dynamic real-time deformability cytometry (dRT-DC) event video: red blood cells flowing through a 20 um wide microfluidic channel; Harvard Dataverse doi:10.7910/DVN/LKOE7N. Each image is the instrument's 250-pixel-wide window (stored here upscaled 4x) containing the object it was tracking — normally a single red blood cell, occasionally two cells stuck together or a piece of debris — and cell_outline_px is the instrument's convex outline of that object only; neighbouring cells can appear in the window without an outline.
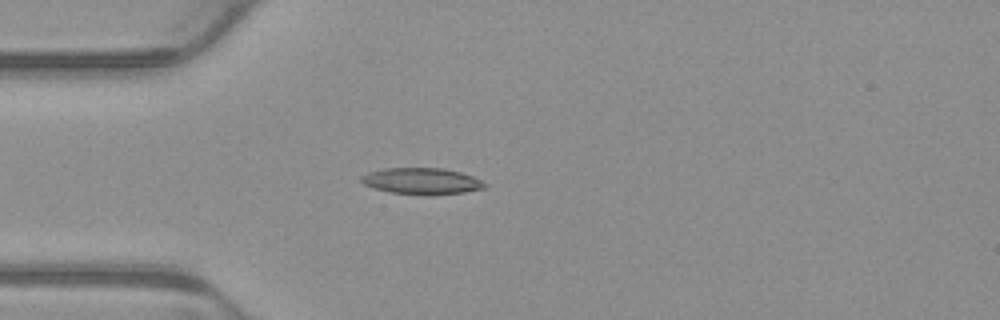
{"species": "common noctule bat (a hibernating species)", "species_latin": "Nyctalus noctula", "temperature_condition": "warm", "stored_images_in_passage": 4, "camera_frame_rate_fps": 3000, "um_per_image_px": 0.085, "animal": {"sex": "male", "body_mass_g": 23.1, "forearm_length_mm": 52.7}, "frame": {"image": 1, "passage_image": 3, "time_ms": 0.667, "image_size_px": [1000, 320], "cell_outline_px": [[488, 184], [484, 188], [464, 192], [392, 192], [376, 188], [364, 184], [360, 180], [360, 176], [368, 172], [384, 168], [444, 168], [460, 172], [472, 176]], "centroid_in_image_um": [35.82, 15.33], "position_along_channel_um": 49.2, "area_um2": 17.98}}